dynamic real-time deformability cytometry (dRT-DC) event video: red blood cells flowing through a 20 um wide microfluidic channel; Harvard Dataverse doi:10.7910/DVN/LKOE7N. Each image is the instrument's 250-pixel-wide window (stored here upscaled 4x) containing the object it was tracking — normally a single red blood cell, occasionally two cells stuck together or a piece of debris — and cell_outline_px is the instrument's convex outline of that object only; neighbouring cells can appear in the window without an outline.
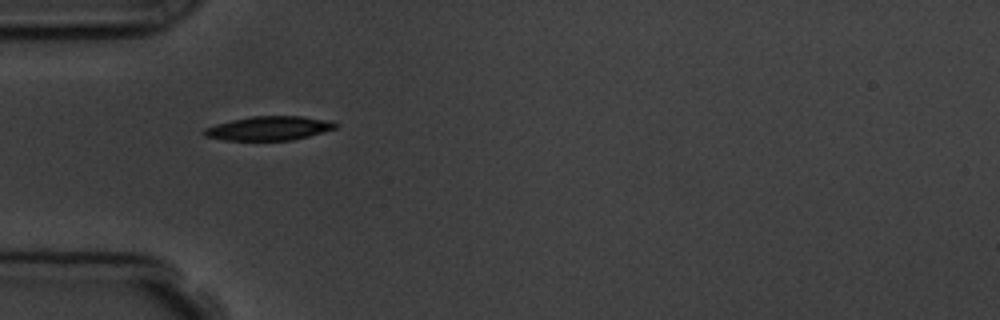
{"species": "common noctule bat (a hibernating species)", "species_latin": "Nyctalus noctula", "temperature_condition": "room temperature", "stored_images_in_passage": 4, "camera_frame_rate_fps": 3000, "um_per_image_px": 0.085, "animal": {"sex": "male", "body_mass_g": 19.5, "forearm_length_mm": 54.6}, "frame": {"image": 1, "passage_image": 3, "time_ms": 2.333, "image_size_px": [1000, 320], "cell_outline_px": [[340, 124], [336, 128], [308, 136], [292, 140], [224, 140], [204, 136], [200, 132], [204, 128], [216, 124], [232, 120], [252, 116], [300, 116], [332, 120]], "centroid_in_image_um": [22.86, 10.9], "position_along_channel_um": 62.1, "area_um2": 18.5}}